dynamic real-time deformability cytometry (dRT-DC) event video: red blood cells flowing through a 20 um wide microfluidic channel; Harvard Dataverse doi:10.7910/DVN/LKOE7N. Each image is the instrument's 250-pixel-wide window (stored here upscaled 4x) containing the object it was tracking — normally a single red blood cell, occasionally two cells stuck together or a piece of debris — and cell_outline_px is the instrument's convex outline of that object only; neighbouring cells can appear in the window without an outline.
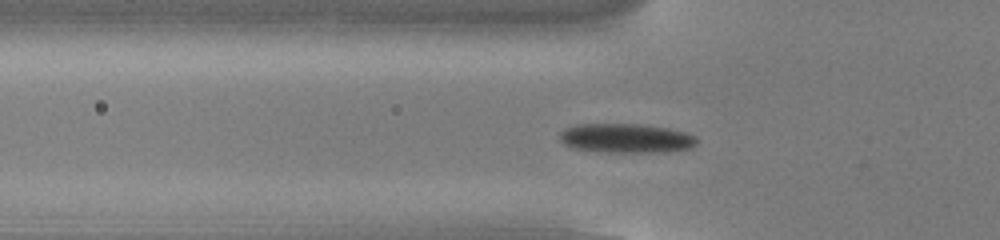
{"species": "common noctule bat (a hibernating species)", "species_latin": "Nyctalus noctula", "temperature_condition": "cold", "stored_images_in_passage": 38, "camera_frame_rate_fps": 3000, "um_per_image_px": 0.085, "animal": {"sex": "male", "body_mass_g": 13.0, "forearm_length_mm": 53.1}, "frame": {"image": 1, "passage_image": 2, "time_ms": 0.333, "image_size_px": [1000, 240], "cell_outline_px": [[696, 144], [688, 148], [668, 152], [608, 152], [572, 148], [564, 144], [560, 140], [560, 132], [564, 128], [576, 124], [644, 124], [668, 128], [688, 132], [696, 136]], "centroid_in_image_um": [53.22, 11.74], "position_along_channel_um": 72.6, "area_um2": 23.58}}
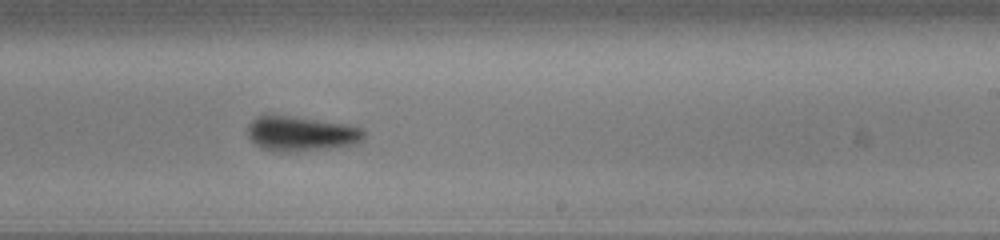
{"frame": {"image": 2, "passage_image": 17, "time_ms": 5.333, "image_size_px": [1000, 240], "cell_outline_px": [[364, 140], [356, 144], [336, 148], [296, 152], [272, 152], [260, 148], [248, 136], [248, 124], [256, 116], [288, 116], [348, 124], [364, 128]], "centroid_in_image_um": [25.63, 11.4], "position_along_channel_um": 263.4, "area_um2": 23.99}}
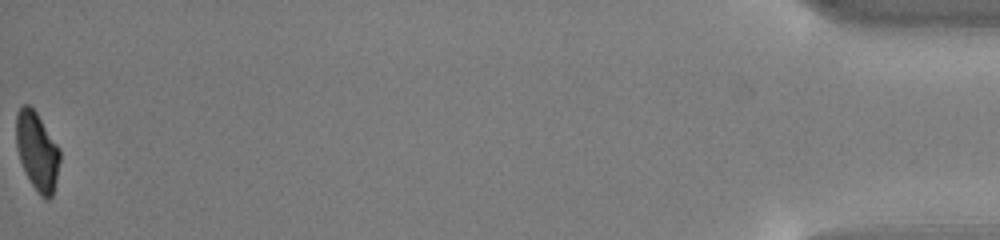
{"frame": {"image": 3, "passage_image": 38, "time_ms": 12.333, "image_size_px": [1000, 240], "cell_outline_px": [[60, 160], [56, 180], [52, 196], [48, 200], [44, 200], [40, 196], [32, 184], [20, 160], [16, 144], [16, 112], [24, 104], [28, 104], [36, 112], [60, 148]], "centroid_in_image_um": [3.16, 12.85], "position_along_channel_um": 432.0, "area_um2": 19.83}, "authors_computed_cell_mechanics": {"area_um2": 23.2356, "velocity_mm_per_s": 3.8328, "shape_relaxation_time_tau1_ms": 2.6775, "shape_relaxation_time_tau2_ms": 0.9277, "deformation_change_tau1": 0.1201, "deformation_change_tau2": 0.0565}}